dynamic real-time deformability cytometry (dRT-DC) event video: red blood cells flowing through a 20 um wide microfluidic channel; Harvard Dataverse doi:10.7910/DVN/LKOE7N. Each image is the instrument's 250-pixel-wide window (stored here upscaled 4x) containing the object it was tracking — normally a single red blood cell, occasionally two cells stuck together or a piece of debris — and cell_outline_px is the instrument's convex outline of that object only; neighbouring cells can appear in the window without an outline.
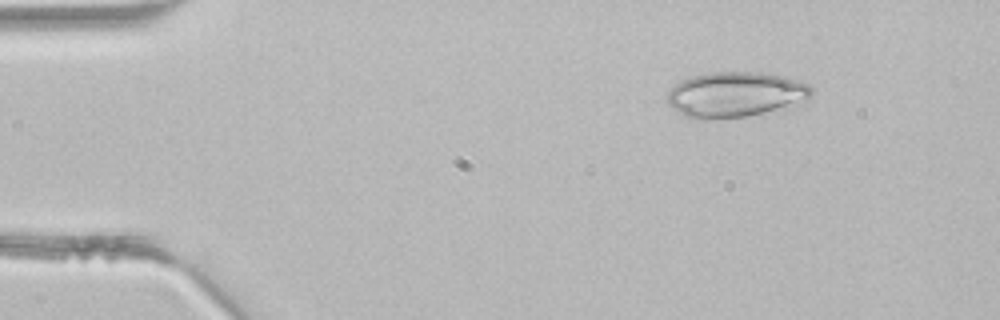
{"species": "common noctule bat (a hibernating species)", "species_latin": "Nyctalus noctula", "temperature_condition": "room temperature", "stored_images_in_passage": 3, "camera_frame_rate_fps": 3000, "um_per_image_px": 0.085, "animal": {"sex": "male", "body_mass_g": 21.5, "forearm_length_mm": 52.0}, "frame": {"image": 1, "passage_image": 1, "time_ms": 0.0, "image_size_px": [1000, 320], "cell_outline_px": [[812, 92], [808, 100], [784, 108], [744, 116], [704, 120], [696, 120], [684, 116], [672, 108], [664, 100], [668, 92], [676, 84], [692, 76], [708, 72], [756, 72], [784, 76], [808, 84], [812, 88]], "centroid_in_image_um": [62.47, 8.04], "position_along_channel_um": 22.5, "area_um2": 38.21}}